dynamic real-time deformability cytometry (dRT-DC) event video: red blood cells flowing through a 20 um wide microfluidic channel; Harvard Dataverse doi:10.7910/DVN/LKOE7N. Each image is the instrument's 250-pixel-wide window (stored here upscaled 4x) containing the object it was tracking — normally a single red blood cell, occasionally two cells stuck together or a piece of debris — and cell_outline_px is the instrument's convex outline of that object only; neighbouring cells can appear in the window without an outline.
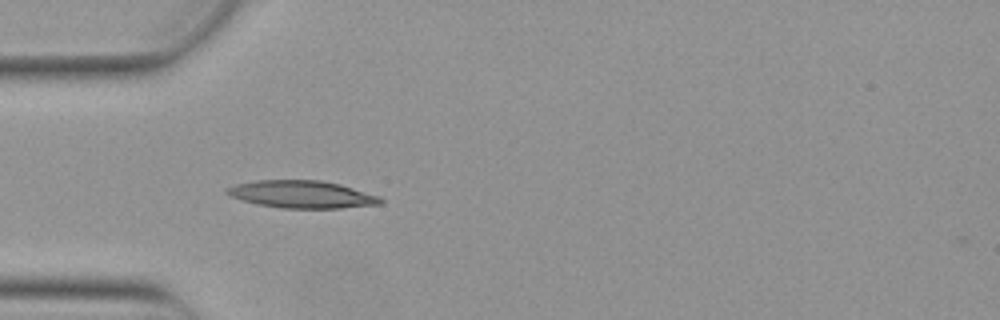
{"species": "Egyptian fruit bat (a non-hibernating species)", "species_latin": "Rousettus aegyptiacus", "temperature_condition": "warm", "stored_images_in_passage": 38, "camera_frame_rate_fps": 3000, "um_per_image_px": 0.085, "animal": {"sex": "female"}, "frame": {"image": 1, "passage_image": 1, "time_ms": 0.0, "image_size_px": [1000, 320], "cell_outline_px": [[384, 200], [380, 204], [340, 208], [280, 208], [256, 204], [240, 200], [228, 196], [224, 192], [224, 188], [236, 184], [256, 180], [320, 180], [340, 184], [380, 196]], "centroid_in_image_um": [25.6, 16.52], "position_along_channel_um": 59.4, "area_um2": 24.8}}
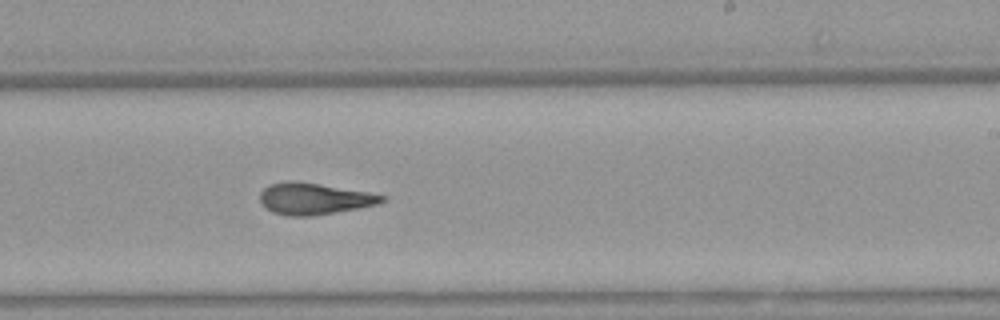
{"frame": {"image": 2, "passage_image": 17, "time_ms": 5.333, "image_size_px": [1000, 320], "cell_outline_px": [[388, 200], [376, 204], [356, 208], [312, 216], [288, 216], [272, 212], [260, 200], [260, 192], [268, 184], [288, 180], [296, 180], [368, 192], [388, 196]], "centroid_in_image_um": [26.69, 16.87], "position_along_channel_um": 262.3, "area_um2": 22.37}}
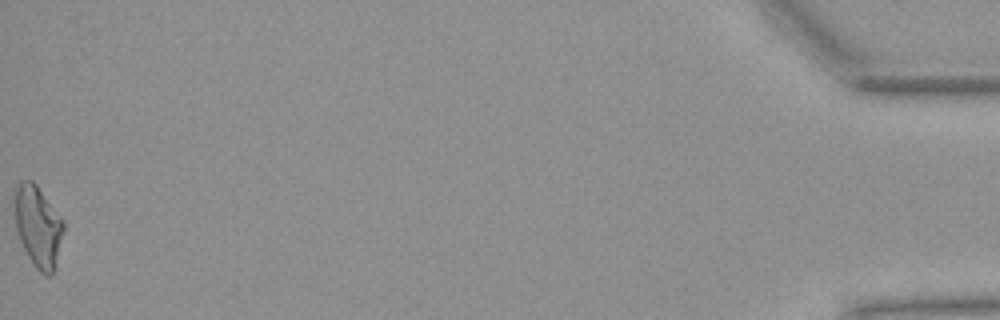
{"frame": {"image": 3, "passage_image": 38, "time_ms": 12.333, "image_size_px": [1000, 320], "cell_outline_px": [[64, 228], [52, 276], [48, 276], [40, 272], [32, 264], [20, 240], [16, 228], [12, 204], [12, 188], [20, 180], [32, 180], [36, 184], [64, 220]], "centroid_in_image_um": [3.17, 19.16], "position_along_channel_um": 432.0, "area_um2": 23.64}, "authors_computed_cell_mechanics": {"area_um2": 22.4264, "velocity_mm_per_s": 3.8699, "shape_relaxation_time_tau1_ms": null, "shape_relaxation_time_tau2_ms": 2.0533, "deformation_change_tau1": null, "deformation_change_tau2": 0.1143}}